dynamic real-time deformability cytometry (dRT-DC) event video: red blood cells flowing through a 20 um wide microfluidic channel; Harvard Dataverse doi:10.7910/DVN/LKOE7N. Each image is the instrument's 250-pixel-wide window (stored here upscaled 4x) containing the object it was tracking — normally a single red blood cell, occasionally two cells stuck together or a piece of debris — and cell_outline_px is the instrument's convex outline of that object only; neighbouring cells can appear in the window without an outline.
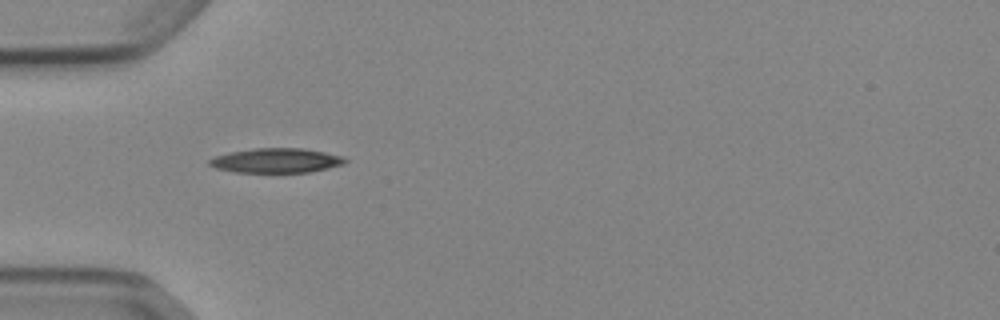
{"species": "Egyptian fruit bat (a non-hibernating species)", "species_latin": "Rousettus aegyptiacus", "temperature_condition": "cold", "stored_images_in_passage": 37, "camera_frame_rate_fps": 3000, "um_per_image_px": 0.085, "animal": {"sex": "female"}, "frame": {"image": 1, "passage_image": 1, "time_ms": 0.0, "image_size_px": [1000, 320], "cell_outline_px": [[348, 160], [344, 164], [328, 168], [308, 172], [232, 172], [216, 168], [208, 164], [208, 160], [216, 156], [228, 152], [256, 148], [300, 148], [324, 152], [344, 156]], "centroid_in_image_um": [23.48, 13.64], "position_along_channel_um": 61.5, "area_um2": 19.42}}
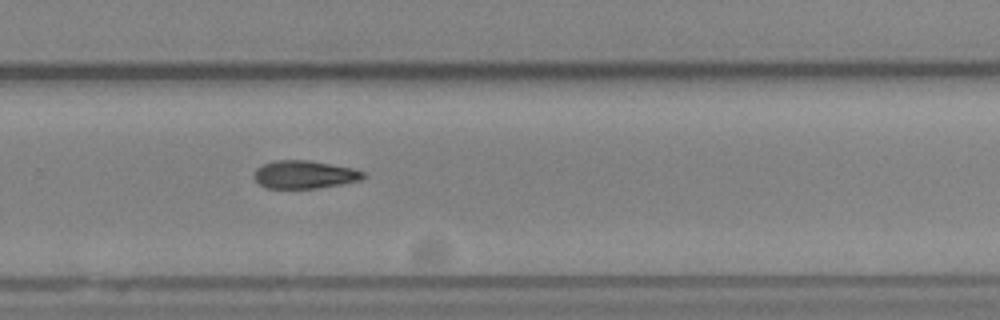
{"frame": {"image": 2, "passage_image": 20, "time_ms": 6.333, "image_size_px": [1000, 320], "cell_outline_px": [[368, 176], [360, 180], [344, 184], [320, 188], [264, 188], [252, 176], [252, 172], [256, 168], [264, 164], [276, 160], [308, 160], [352, 168], [364, 172]], "centroid_in_image_um": [25.87, 14.84], "position_along_channel_um": 303.9, "area_um2": 17.98}}
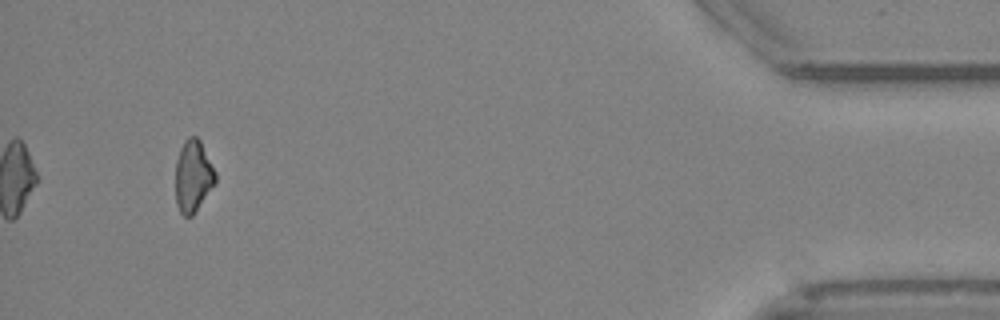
{"frame": {"image": 3, "passage_image": 34, "time_ms": 11.0, "image_size_px": [1000, 320], "cell_outline_px": [[216, 180], [192, 216], [184, 216], [180, 212], [176, 204], [176, 160], [180, 148], [184, 140], [188, 136], [196, 136], [200, 140], [216, 172]], "centroid_in_image_um": [16.39, 14.94], "position_along_channel_um": 418.8, "area_um2": 16.53}, "authors_computed_cell_mechanics": {"area_um2": 18.207, "velocity_mm_per_s": 3.8983, "shape_relaxation_time_tau1_ms": 4.246, "shape_relaxation_time_tau2_ms": null, "deformation_change_tau1": 0.1157, "deformation_change_tau2": null}}